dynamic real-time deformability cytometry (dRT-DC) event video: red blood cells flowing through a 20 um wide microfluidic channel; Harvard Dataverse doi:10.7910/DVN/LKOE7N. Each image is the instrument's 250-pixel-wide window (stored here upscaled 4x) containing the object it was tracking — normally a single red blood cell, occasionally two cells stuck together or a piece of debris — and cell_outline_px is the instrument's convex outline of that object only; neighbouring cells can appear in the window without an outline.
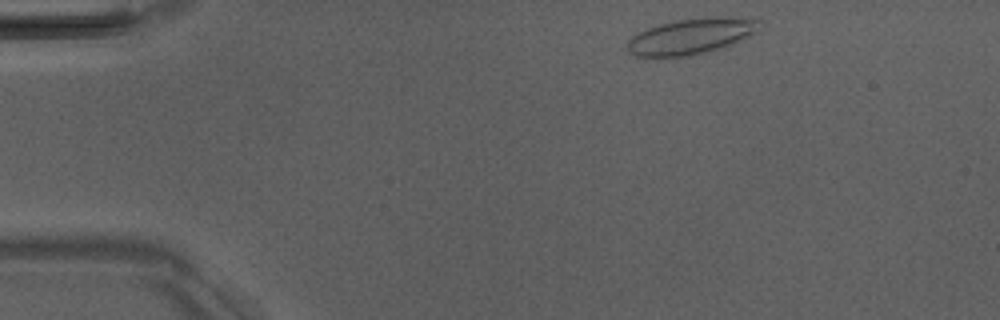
{"species": "Egyptian fruit bat (a non-hibernating species)", "species_latin": "Rousettus aegyptiacus", "temperature_condition": "room temperature", "stored_images_in_passage": 3, "camera_frame_rate_fps": 3000, "um_per_image_px": 0.085, "animal": {"sex": "male"}, "frame": {"image": 1, "passage_image": 1, "time_ms": 0.0, "image_size_px": [1000, 320], "cell_outline_px": [[760, 32], [724, 48], [688, 56], [636, 56], [628, 52], [628, 40], [636, 32], [660, 24], [676, 20], [712, 16], [724, 16], [760, 20]], "centroid_in_image_um": [58.81, 3.07], "position_along_channel_um": 26.2, "area_um2": 27.86}}